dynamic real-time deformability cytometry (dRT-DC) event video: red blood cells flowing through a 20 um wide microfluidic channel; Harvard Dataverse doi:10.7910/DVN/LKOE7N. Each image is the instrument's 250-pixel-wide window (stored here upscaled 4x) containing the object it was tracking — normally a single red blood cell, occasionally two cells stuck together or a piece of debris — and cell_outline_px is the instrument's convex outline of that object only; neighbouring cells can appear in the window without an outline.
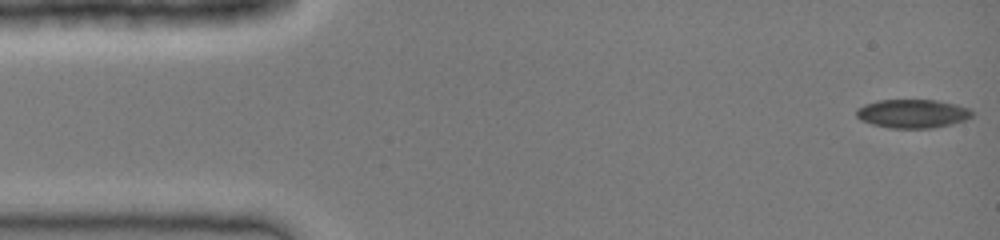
{"species": "common noctule bat (a hibernating species)", "species_latin": "Nyctalus noctula", "temperature_condition": "cold", "stored_images_in_passage": 41, "camera_frame_rate_fps": 3000, "um_per_image_px": 0.085, "animal": {"sex": "female", "body_mass_g": 19.0, "forearm_length_mm": 51.5}, "frame": {"image": 1, "passage_image": 1, "time_ms": 0.0, "image_size_px": [1000, 240], "cell_outline_px": [[972, 116], [964, 120], [932, 128], [888, 128], [872, 124], [860, 120], [856, 116], [856, 108], [864, 104], [876, 100], [936, 100], [956, 104], [968, 108], [972, 112]], "centroid_in_image_um": [77.5, 9.65], "position_along_channel_um": 7.5, "area_um2": 19.31}}
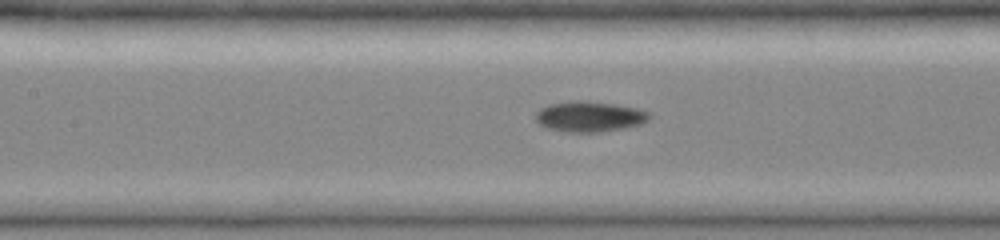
{"frame": {"image": 2, "passage_image": 18, "time_ms": 5.667, "image_size_px": [1000, 240], "cell_outline_px": [[652, 116], [648, 120], [640, 124], [624, 128], [600, 132], [564, 132], [548, 128], [540, 124], [536, 120], [536, 112], [540, 108], [548, 104], [572, 100], [584, 100], [616, 104], [636, 108], [652, 112]], "centroid_in_image_um": [50.12, 9.89], "position_along_channel_um": 157.3, "area_um2": 20.46}}
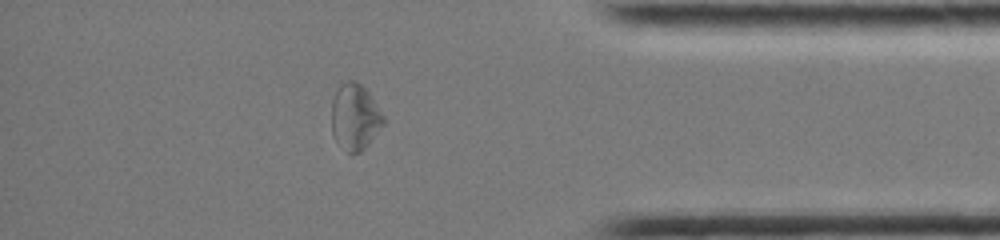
{"frame": {"image": 3, "passage_image": 35, "time_ms": 11.333, "image_size_px": [1000, 240], "cell_outline_px": [[384, 124], [368, 144], [360, 152], [352, 156], [336, 140], [332, 132], [332, 100], [340, 84], [348, 80], [356, 80], [368, 92], [384, 116]], "centroid_in_image_um": [30.17, 9.94], "position_along_channel_um": 405.0, "area_um2": 19.83}}